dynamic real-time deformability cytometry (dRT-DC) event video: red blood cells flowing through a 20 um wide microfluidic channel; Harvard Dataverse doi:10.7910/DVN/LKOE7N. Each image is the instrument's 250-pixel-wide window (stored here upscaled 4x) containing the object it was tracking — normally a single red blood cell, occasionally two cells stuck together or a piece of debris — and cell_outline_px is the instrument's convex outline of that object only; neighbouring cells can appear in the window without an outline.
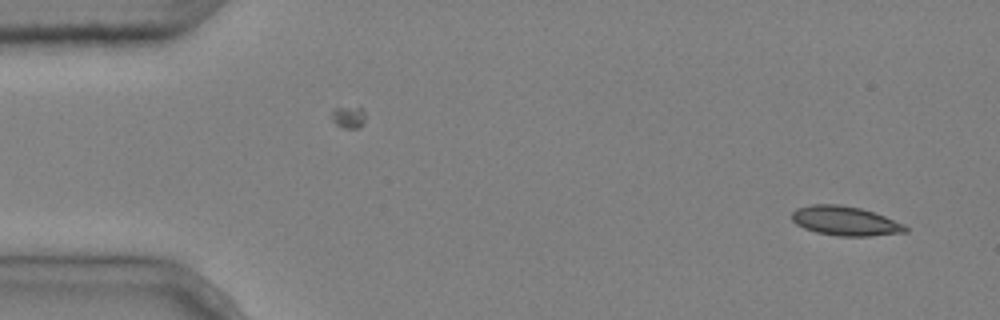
{"species": "common noctule bat (a hibernating species)", "species_latin": "Nyctalus noctula", "temperature_condition": "cold", "stored_images_in_passage": 2, "camera_frame_rate_fps": 3000, "um_per_image_px": 0.085, "animal": {"sex": "male", "body_mass_g": 20.4}, "frame": {"image": 1, "passage_image": 2, "time_ms": 0.333, "image_size_px": [1000, 320], "cell_outline_px": [[908, 232], [868, 236], [840, 236], [816, 232], [804, 228], [796, 224], [792, 220], [792, 212], [796, 208], [812, 204], [840, 204], [860, 208], [884, 216], [904, 224], [908, 228]], "centroid_in_image_um": [71.83, 18.78], "position_along_channel_um": 13.2, "area_um2": 19.36}}